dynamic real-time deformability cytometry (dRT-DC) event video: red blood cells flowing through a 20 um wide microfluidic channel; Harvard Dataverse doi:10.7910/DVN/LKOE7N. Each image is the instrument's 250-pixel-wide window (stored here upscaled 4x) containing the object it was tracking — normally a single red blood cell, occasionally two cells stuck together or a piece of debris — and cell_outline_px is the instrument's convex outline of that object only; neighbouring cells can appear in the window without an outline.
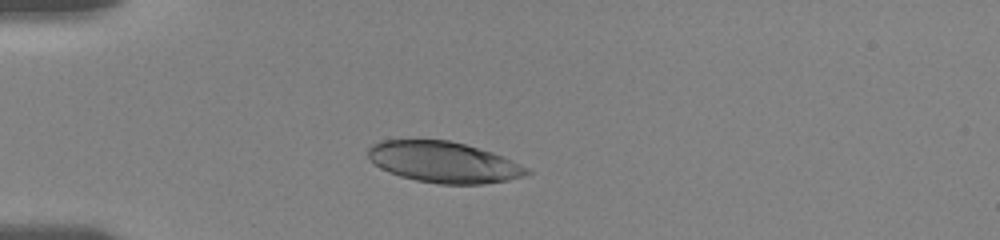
{"species": "human", "species_latin": "Homo sapiens", "temperature_condition": "room temperature", "stored_images_in_passage": 24, "camera_frame_rate_fps": 3000, "um_per_image_px": 0.085, "donor": {"sex": "female"}, "frame": {"image": 1, "passage_image": 1, "time_ms": 0.0, "image_size_px": [1000, 240], "cell_outline_px": [[532, 172], [524, 176], [508, 180], [484, 184], [440, 184], [416, 180], [400, 176], [388, 172], [380, 168], [368, 156], [368, 148], [372, 144], [380, 140], [448, 140], [464, 144], [492, 152], [504, 156], [528, 168]], "centroid_in_image_um": [37.72, 13.78], "position_along_channel_um": 47.3, "area_um2": 37.86}}
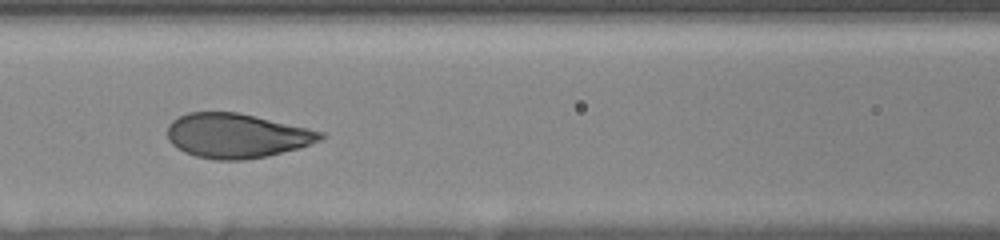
{"frame": {"image": 2, "passage_image": 16, "time_ms": 3.333, "image_size_px": [1000, 240], "cell_outline_px": [[328, 136], [320, 140], [296, 148], [268, 156], [244, 160], [216, 160], [196, 156], [184, 152], [176, 148], [168, 140], [168, 124], [172, 120], [188, 112], [236, 112], [308, 128], [324, 132]], "centroid_in_image_um": [20.09, 11.54], "position_along_channel_um": 146.5, "area_um2": 39.54}}
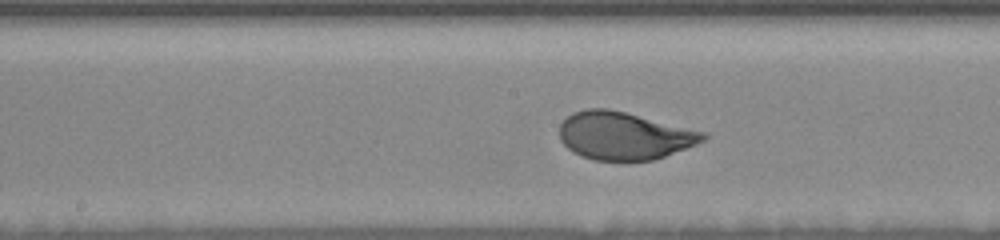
{"frame": {"image": 3, "passage_image": 22, "time_ms": 4.667, "image_size_px": [1000, 240], "cell_outline_px": [[708, 136], [704, 140], [696, 144], [664, 156], [652, 160], [596, 160], [580, 156], [572, 152], [560, 140], [560, 124], [572, 112], [584, 108], [608, 108], [704, 132]], "centroid_in_image_um": [52.99, 11.53], "position_along_channel_um": 195.2, "area_um2": 39.54}}